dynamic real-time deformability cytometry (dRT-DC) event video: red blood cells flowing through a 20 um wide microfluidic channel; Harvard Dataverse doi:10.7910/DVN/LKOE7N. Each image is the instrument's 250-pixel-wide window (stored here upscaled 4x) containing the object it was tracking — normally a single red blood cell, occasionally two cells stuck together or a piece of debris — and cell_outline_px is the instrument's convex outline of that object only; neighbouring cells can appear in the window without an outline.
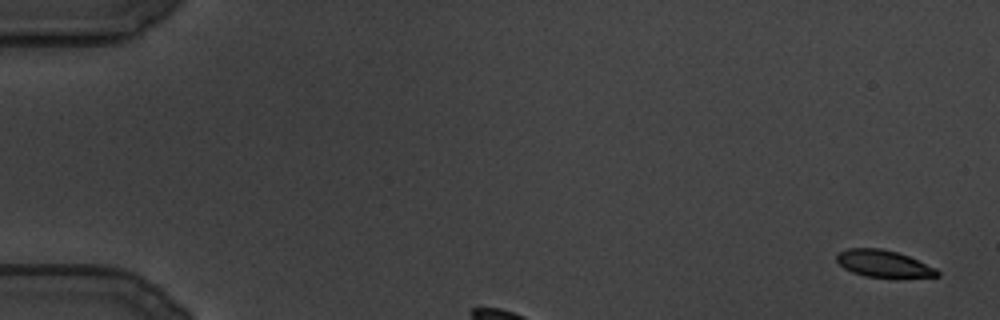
{"species": "common noctule bat (a hibernating species)", "species_latin": "Nyctalus noctula", "temperature_condition": "cold", "stored_images_in_passage": 11, "camera_frame_rate_fps": 3000, "um_per_image_px": 0.085, "animal": {"sex": "male", "body_mass_g": 19.5, "forearm_length_mm": 54.6}, "frame": {"image": 1, "passage_image": 1, "time_ms": 0.0, "image_size_px": [1000, 320], "cell_outline_px": [[940, 276], [896, 280], [864, 276], [852, 272], [844, 268], [836, 260], [836, 256], [840, 252], [848, 248], [880, 248], [896, 252], [908, 256], [936, 268], [940, 272]], "centroid_in_image_um": [75.16, 22.47], "position_along_channel_um": 9.8, "area_um2": 16.42}}